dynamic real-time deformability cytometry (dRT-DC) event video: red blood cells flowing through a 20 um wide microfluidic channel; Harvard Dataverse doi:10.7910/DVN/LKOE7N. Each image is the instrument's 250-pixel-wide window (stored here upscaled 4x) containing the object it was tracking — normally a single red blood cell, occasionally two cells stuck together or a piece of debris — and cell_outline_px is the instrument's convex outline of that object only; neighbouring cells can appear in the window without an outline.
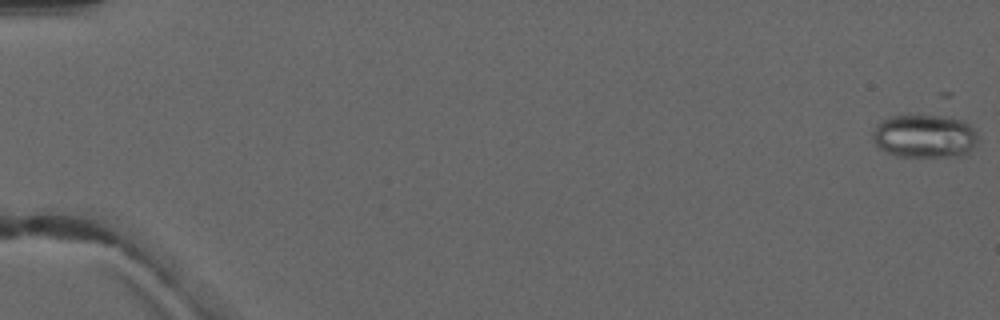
{"species": "common noctule bat (a hibernating species)", "species_latin": "Nyctalus noctula", "temperature_condition": "warm", "stored_images_in_passage": 6, "camera_frame_rate_fps": 3000, "um_per_image_px": 0.085, "animal": {"sex": "male", "forearm_length_mm": 52.5}, "frame": {"image": 1, "passage_image": 1, "time_ms": 0.0, "image_size_px": [1000, 320], "cell_outline_px": [[980, 140], [968, 156], [896, 156], [884, 152], [876, 144], [872, 136], [872, 132], [876, 124], [880, 120], [892, 116], [940, 112], [944, 112], [964, 120], [980, 136]], "centroid_in_image_um": [78.66, 11.52], "position_along_channel_um": 6.3, "area_um2": 28.15}}